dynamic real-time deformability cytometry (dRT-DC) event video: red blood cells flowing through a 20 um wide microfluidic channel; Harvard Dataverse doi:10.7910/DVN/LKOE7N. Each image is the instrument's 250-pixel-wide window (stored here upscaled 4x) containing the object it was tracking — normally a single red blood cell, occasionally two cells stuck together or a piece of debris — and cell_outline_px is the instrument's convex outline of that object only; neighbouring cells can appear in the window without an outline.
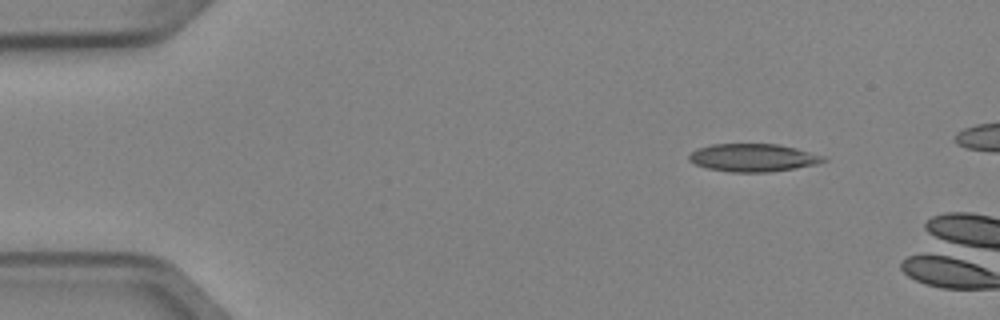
{"species": "Egyptian fruit bat (a non-hibernating species)", "species_latin": "Rousettus aegyptiacus", "temperature_condition": "cold", "stored_images_in_passage": 2, "camera_frame_rate_fps": 3000, "um_per_image_px": 0.085, "animal": {"sex": "female"}, "frame": {"image": 1, "passage_image": 1, "time_ms": 0.0, "image_size_px": [1000, 320], "cell_outline_px": [[828, 160], [816, 164], [796, 168], [768, 172], [732, 172], [708, 168], [696, 164], [688, 160], [688, 156], [696, 148], [712, 144], [776, 144], [796, 148], [824, 156]], "centroid_in_image_um": [64.01, 13.4], "position_along_channel_um": 21.0, "area_um2": 21.73}}